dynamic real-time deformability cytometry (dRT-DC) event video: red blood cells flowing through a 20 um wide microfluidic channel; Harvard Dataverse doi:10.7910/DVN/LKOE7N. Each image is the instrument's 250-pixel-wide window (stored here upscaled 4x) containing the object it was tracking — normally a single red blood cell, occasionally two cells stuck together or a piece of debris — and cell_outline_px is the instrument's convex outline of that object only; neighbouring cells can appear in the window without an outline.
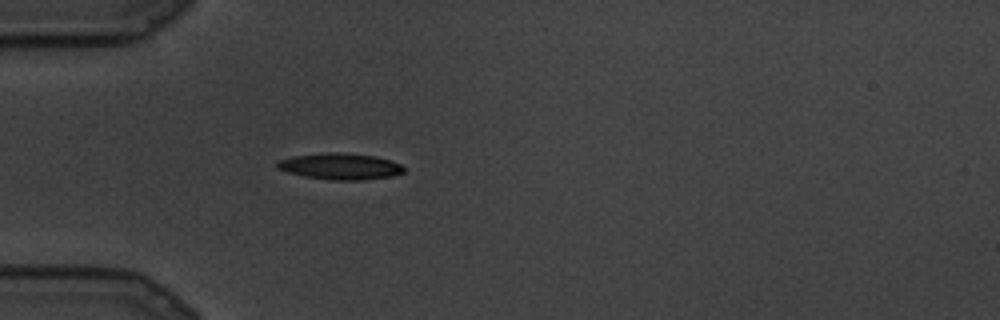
{"species": "common noctule bat (a hibernating species)", "species_latin": "Nyctalus noctula", "temperature_condition": "cold", "stored_images_in_passage": 15, "camera_frame_rate_fps": 3000, "um_per_image_px": 0.085, "animal": {"sex": "male", "body_mass_g": 19.5, "forearm_length_mm": 54.6}, "frame": {"image": 1, "passage_image": 9, "time_ms": 2.667, "image_size_px": [1000, 320], "cell_outline_px": [[404, 172], [392, 176], [360, 180], [332, 180], [304, 176], [288, 172], [276, 168], [276, 164], [280, 160], [292, 156], [328, 152], [340, 152], [376, 156], [400, 164], [404, 168]], "centroid_in_image_um": [28.9, 14.14], "position_along_channel_um": 56.1, "area_um2": 19.31}}
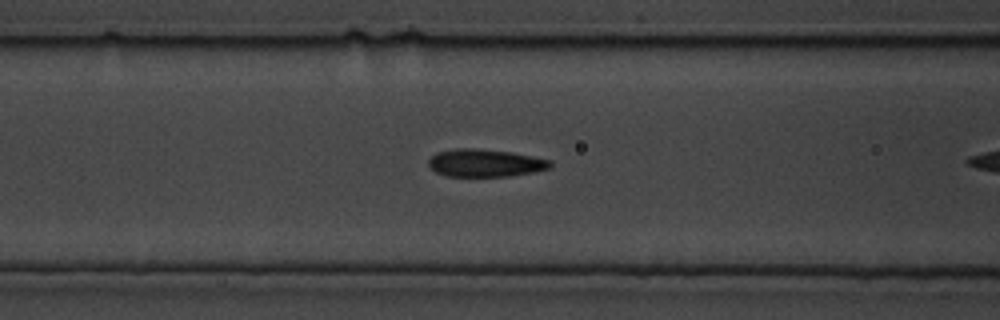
{"frame": {"image": 2, "passage_image": 13, "time_ms": 4.0, "image_size_px": [1000, 320], "cell_outline_px": [[552, 168], [532, 172], [508, 176], [444, 176], [436, 172], [428, 164], [428, 160], [436, 152], [456, 148], [472, 148], [512, 152], [552, 160]], "centroid_in_image_um": [41.24, 13.85], "position_along_channel_um": 125.4, "area_um2": 19.65}}